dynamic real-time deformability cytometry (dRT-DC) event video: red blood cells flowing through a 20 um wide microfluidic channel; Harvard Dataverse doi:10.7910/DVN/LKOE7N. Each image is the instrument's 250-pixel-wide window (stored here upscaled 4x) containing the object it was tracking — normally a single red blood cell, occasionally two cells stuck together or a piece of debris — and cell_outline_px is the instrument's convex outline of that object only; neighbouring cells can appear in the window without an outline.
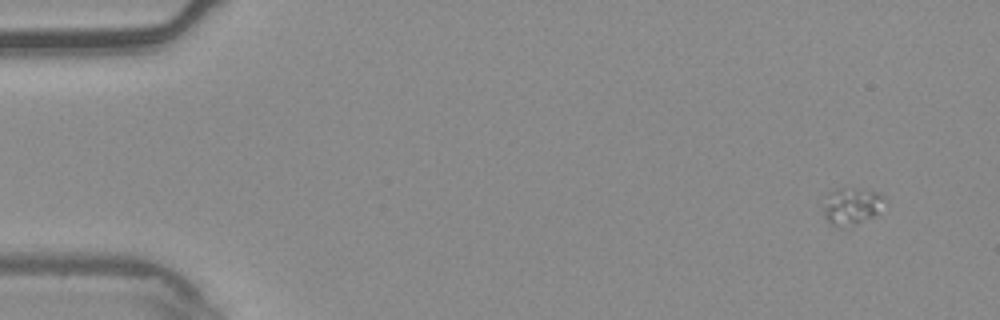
{"species": "common noctule bat (a hibernating species)", "species_latin": "Nyctalus noctula", "temperature_condition": "warm", "stored_images_in_passage": 6, "camera_frame_rate_fps": 3000, "um_per_image_px": 0.085, "animal": {"sex": "male", "body_mass_g": 20.4}, "frame": {"image": 1, "passage_image": 1, "time_ms": 0.0, "image_size_px": [1000, 320], "cell_outline_px": [[884, 196], [876, 212], [872, 216], [852, 224], [832, 224], [824, 216], [824, 208], [828, 192], [836, 188], [852, 188], [876, 192]], "centroid_in_image_um": [72.32, 17.45], "position_along_channel_um": 12.7, "area_um2": 12.2}}
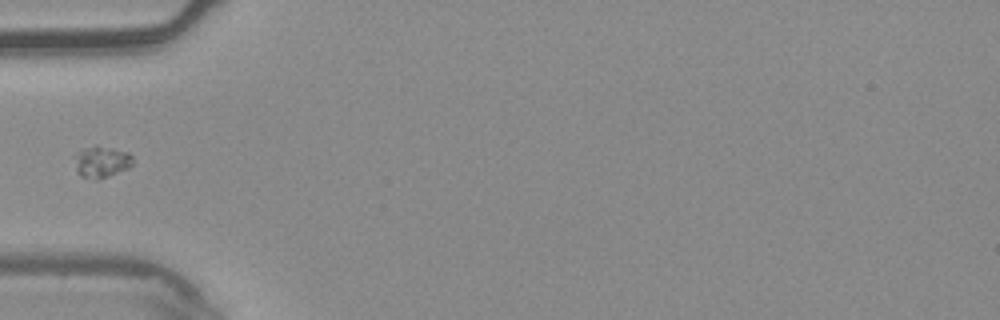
{"frame": {"image": 2, "passage_image": 5, "time_ms": 1.333, "image_size_px": [1000, 320], "cell_outline_px": [[132, 164], [128, 168], [100, 180], [96, 180], [80, 176], [76, 168], [80, 152], [84, 148], [92, 144], [96, 144], [128, 152], [132, 156]], "centroid_in_image_um": [8.68, 13.76], "position_along_channel_um": 76.3, "area_um2": 10.52}}